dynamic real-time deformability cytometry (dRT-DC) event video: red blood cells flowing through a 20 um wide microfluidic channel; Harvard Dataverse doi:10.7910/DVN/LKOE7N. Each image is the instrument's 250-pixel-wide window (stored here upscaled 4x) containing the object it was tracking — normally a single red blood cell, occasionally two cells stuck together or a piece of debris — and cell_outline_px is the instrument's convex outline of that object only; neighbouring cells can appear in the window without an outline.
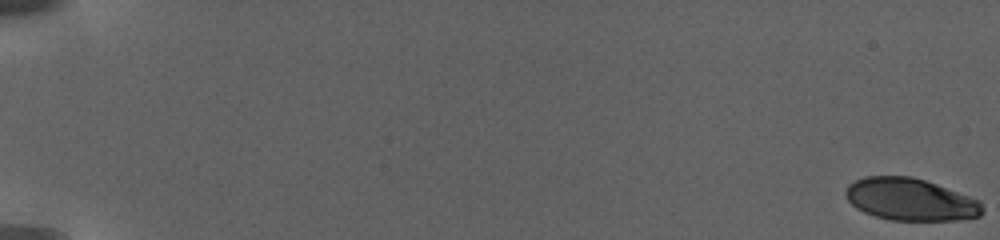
{"species": "human", "species_latin": "Homo sapiens", "temperature_condition": "warm", "stored_images_in_passage": 57, "camera_frame_rate_fps": 3000, "um_per_image_px": 0.085, "donor": {"sex": "female"}, "frame": {"image": 1, "passage_image": 1, "time_ms": 0.0, "image_size_px": [1000, 240], "cell_outline_px": [[984, 212], [980, 216], [960, 220], [888, 220], [864, 212], [856, 208], [848, 200], [844, 192], [848, 184], [864, 176], [912, 176], [936, 184], [980, 200], [984, 208]], "centroid_in_image_um": [77.39, 16.96], "position_along_channel_um": 7.6, "area_um2": 33.76}}
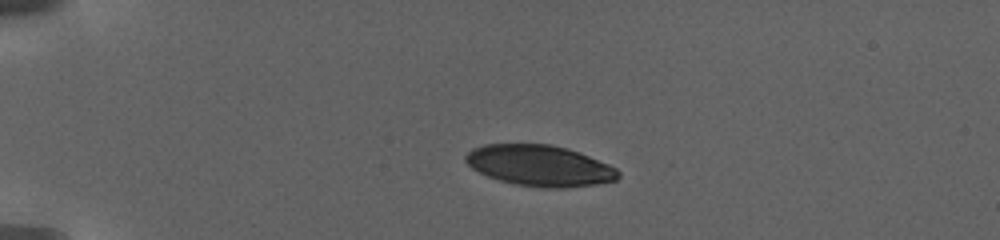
{"frame": {"image": 2, "passage_image": 38, "time_ms": 6.333, "image_size_px": [1000, 240], "cell_outline_px": [[620, 176], [616, 180], [596, 184], [568, 188], [540, 188], [512, 184], [488, 176], [472, 168], [464, 160], [464, 156], [472, 148], [484, 144], [548, 144], [568, 148], [608, 164], [616, 168], [620, 172]], "centroid_in_image_um": [45.86, 14.08], "position_along_channel_um": 39.1, "area_um2": 36.59}}